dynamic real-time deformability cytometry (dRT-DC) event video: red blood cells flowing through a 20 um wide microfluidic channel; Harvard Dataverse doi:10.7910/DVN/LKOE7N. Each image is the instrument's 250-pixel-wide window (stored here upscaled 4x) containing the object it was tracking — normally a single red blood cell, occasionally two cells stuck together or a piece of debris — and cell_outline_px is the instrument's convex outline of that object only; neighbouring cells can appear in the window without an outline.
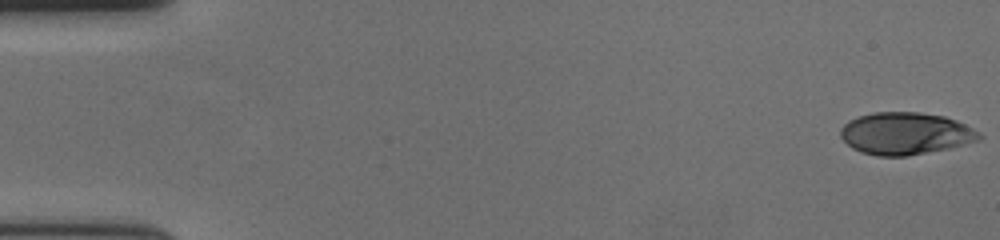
{"species": "human", "species_latin": "Homo sapiens", "temperature_condition": "cold", "stored_images_in_passage": 57, "camera_frame_rate_fps": 3000, "um_per_image_px": 0.085, "donor": {"sex": "female"}, "frame": {"image": 1, "passage_image": 1, "time_ms": 0.0, "image_size_px": [1000, 240], "cell_outline_px": [[984, 136], [980, 140], [948, 148], [908, 156], [876, 156], [860, 152], [852, 148], [840, 136], [840, 128], [848, 120], [872, 112], [920, 112], [944, 116], [956, 120], [980, 132]], "centroid_in_image_um": [76.96, 11.34], "position_along_channel_um": 8.0, "area_um2": 34.22}}
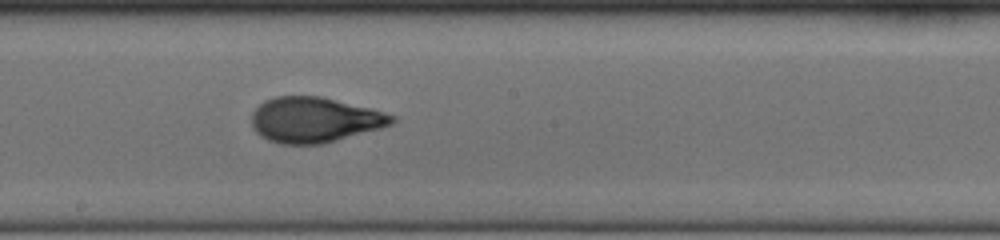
{"frame": {"image": 2, "passage_image": 32, "time_ms": 10.333, "image_size_px": [1000, 240], "cell_outline_px": [[396, 120], [392, 124], [380, 128], [320, 144], [280, 144], [268, 140], [260, 136], [256, 132], [252, 124], [252, 112], [264, 100], [276, 96], [320, 96], [372, 108], [396, 116]], "centroid_in_image_um": [26.72, 10.17], "position_along_channel_um": 221.5, "area_um2": 36.93}}
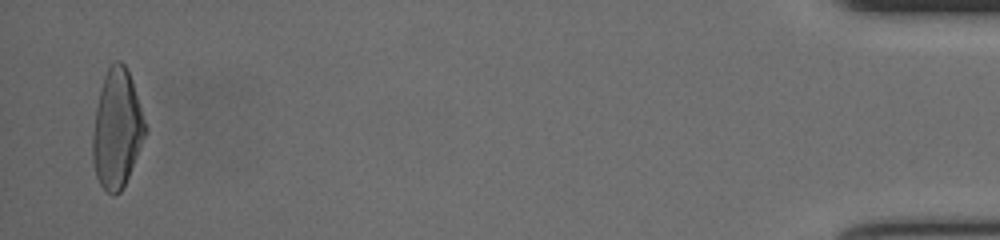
{"frame": {"image": 3, "passage_image": 56, "time_ms": 18.333, "image_size_px": [1000, 240], "cell_outline_px": [[148, 128], [128, 176], [120, 192], [112, 196], [100, 184], [96, 176], [92, 160], [92, 132], [96, 108], [100, 88], [104, 76], [108, 68], [116, 60], [120, 60], [128, 68]], "centroid_in_image_um": [9.93, 10.93], "position_along_channel_um": 425.3, "area_um2": 36.3}, "authors_computed_cell_mechanics": {"area_um2": 35.6626, "velocity_mm_per_s": 3.6634, "shape_relaxation_time_tau1_ms": 4.2435, "shape_relaxation_time_tau2_ms": 1.0355, "deformation_change_tau1": 0.2061, "deformation_change_tau2": 0.073}}